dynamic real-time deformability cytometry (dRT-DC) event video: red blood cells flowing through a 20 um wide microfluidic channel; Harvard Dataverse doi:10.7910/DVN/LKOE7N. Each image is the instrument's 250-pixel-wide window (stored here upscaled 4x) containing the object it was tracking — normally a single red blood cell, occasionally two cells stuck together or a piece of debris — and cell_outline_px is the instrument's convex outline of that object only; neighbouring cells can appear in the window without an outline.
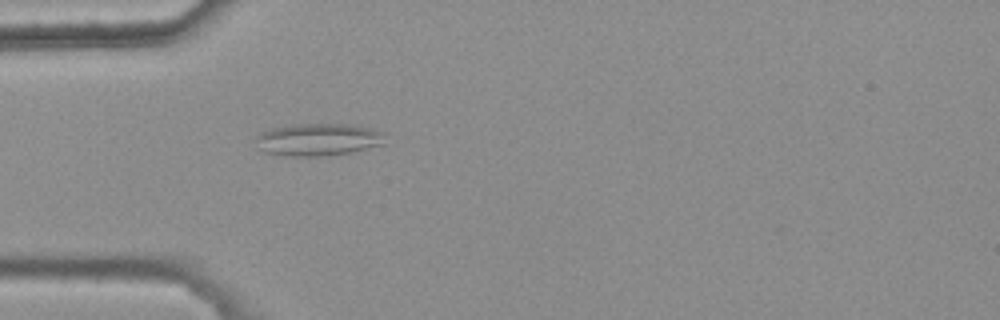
{"species": "common noctule bat (a hibernating species)", "species_latin": "Nyctalus noctula", "temperature_condition": "warm", "stored_images_in_passage": 4, "camera_frame_rate_fps": 3000, "um_per_image_px": 0.085, "animal": {"sex": "female", "body_mass_g": 25.1}, "frame": {"image": 1, "passage_image": 4, "time_ms": 1.0, "image_size_px": [1000, 320], "cell_outline_px": [[384, 144], [352, 152], [328, 156], [284, 156], [264, 152], [260, 148], [256, 136], [272, 128], [292, 124], [352, 124], [372, 128], [384, 132]], "centroid_in_image_um": [27.09, 11.86], "position_along_channel_um": 57.9, "area_um2": 24.51}}